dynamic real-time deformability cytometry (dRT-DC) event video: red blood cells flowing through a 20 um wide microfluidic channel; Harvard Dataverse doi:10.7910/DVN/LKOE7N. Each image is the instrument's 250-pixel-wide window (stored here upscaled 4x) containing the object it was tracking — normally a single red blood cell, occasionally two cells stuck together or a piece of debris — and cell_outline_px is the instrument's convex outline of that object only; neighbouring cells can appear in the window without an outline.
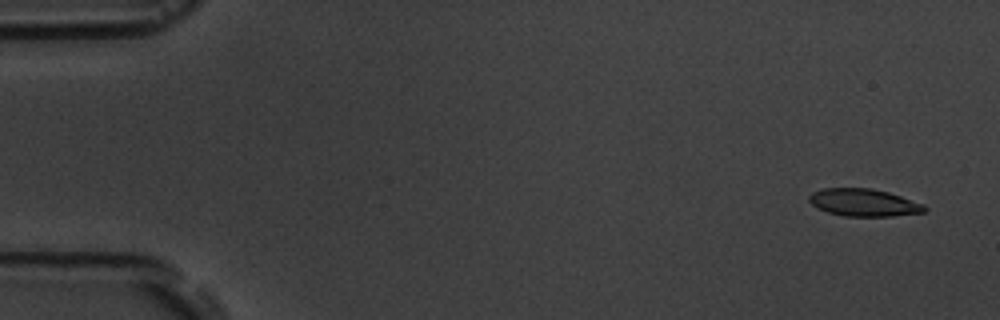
{"species": "common noctule bat (a hibernating species)", "species_latin": "Nyctalus noctula", "temperature_condition": "room temperature", "stored_images_in_passage": 5, "camera_frame_rate_fps": 3000, "um_per_image_px": 0.085, "animal": {"sex": "male", "body_mass_g": 19.5, "forearm_length_mm": 54.6}, "frame": {"image": 1, "passage_image": 1, "time_ms": 0.0, "image_size_px": [1000, 320], "cell_outline_px": [[928, 208], [924, 212], [892, 216], [844, 216], [828, 212], [816, 208], [808, 200], [808, 196], [812, 192], [824, 188], [872, 188], [888, 192], [924, 204]], "centroid_in_image_um": [73.4, 17.21], "position_along_channel_um": 11.6, "area_um2": 18.5}}
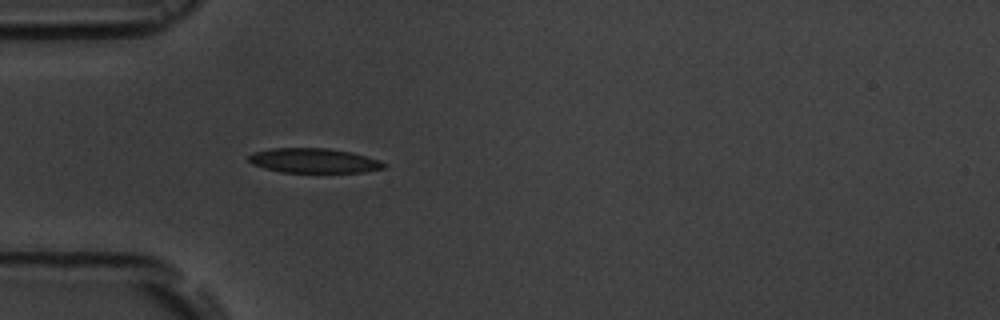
{"frame": {"image": 2, "passage_image": 5, "time_ms": 4.667, "image_size_px": [1000, 320], "cell_outline_px": [[388, 164], [384, 168], [364, 172], [280, 172], [264, 168], [252, 164], [248, 160], [248, 156], [252, 152], [272, 148], [328, 148], [352, 152], [380, 160]], "centroid_in_image_um": [26.68, 13.65], "position_along_channel_um": 58.3, "area_um2": 19.54}}